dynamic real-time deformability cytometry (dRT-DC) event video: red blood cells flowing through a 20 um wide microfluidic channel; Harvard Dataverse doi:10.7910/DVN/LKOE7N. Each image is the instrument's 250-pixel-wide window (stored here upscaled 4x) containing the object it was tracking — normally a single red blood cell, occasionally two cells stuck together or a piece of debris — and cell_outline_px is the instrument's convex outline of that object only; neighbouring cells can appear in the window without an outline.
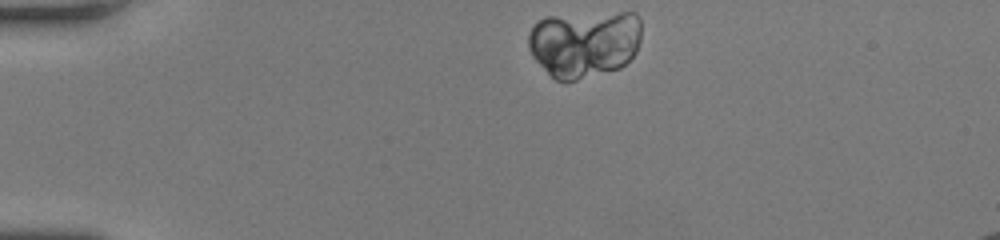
{"species": "human", "species_latin": "Homo sapiens", "temperature_condition": "room temperature", "stored_images_in_passage": 40, "camera_frame_rate_fps": 3000, "um_per_image_px": 0.085, "donor": {"sex": "female"}, "frame": {"image": 1, "passage_image": 1, "time_ms": 0.0, "image_size_px": [1000, 240], "cell_outline_px": [[640, 40], [636, 52], [620, 68], [576, 80], [556, 80], [532, 56], [528, 48], [528, 36], [532, 28], [544, 16], [620, 12], [636, 12], [640, 20]], "centroid_in_image_um": [49.68, 3.68], "position_along_channel_um": 35.3, "area_um2": 44.27}}
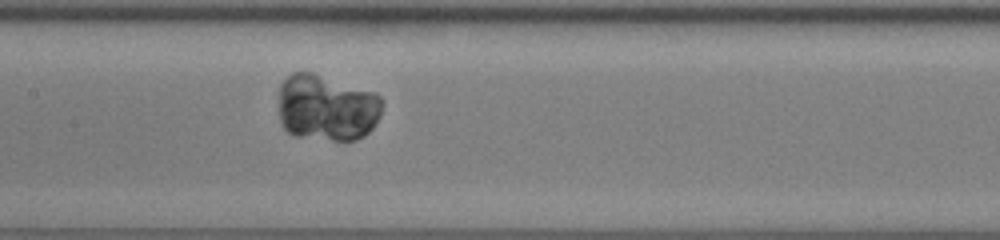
{"frame": {"image": 2, "passage_image": 16, "time_ms": 5.0, "image_size_px": [1000, 240], "cell_outline_px": [[384, 104], [380, 116], [372, 128], [364, 136], [356, 140], [332, 140], [296, 136], [288, 132], [280, 124], [280, 84], [292, 72], [312, 72], [376, 92], [384, 100]], "centroid_in_image_um": [27.81, 9.15], "position_along_channel_um": 179.6, "area_um2": 40.52}}
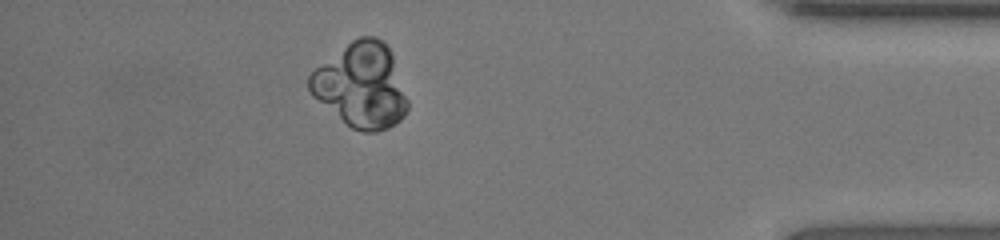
{"frame": {"image": 3, "passage_image": 35, "time_ms": 11.333, "image_size_px": [1000, 240], "cell_outline_px": [[408, 108], [404, 116], [400, 120], [388, 128], [376, 132], [364, 132], [352, 128], [312, 96], [308, 88], [308, 76], [316, 68], [352, 40], [360, 36], [376, 36], [388, 48], [392, 56], [408, 100]], "centroid_in_image_um": [30.7, 7.28], "position_along_channel_um": 404.5, "area_um2": 47.69}, "authors_computed_cell_mechanics": {"area_um2": 42.2518, "velocity_mm_per_s": 4.1196, "shape_relaxation_time_tau1_ms": 2.1895, "shape_relaxation_time_tau2_ms": null, "deformation_change_tau1": 0.0708, "deformation_change_tau2": null}}